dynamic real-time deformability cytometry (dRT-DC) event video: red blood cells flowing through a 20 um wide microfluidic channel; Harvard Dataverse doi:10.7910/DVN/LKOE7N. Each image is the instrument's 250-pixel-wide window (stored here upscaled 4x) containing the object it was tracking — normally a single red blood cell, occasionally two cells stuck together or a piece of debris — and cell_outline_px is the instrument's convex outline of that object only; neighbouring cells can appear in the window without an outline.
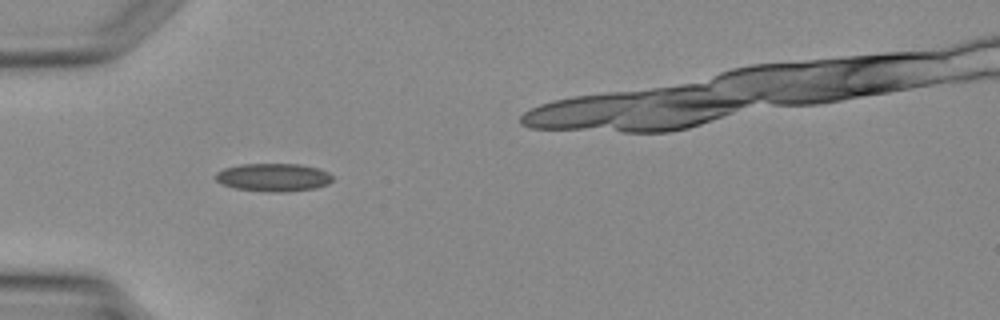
{"species": "Egyptian fruit bat (a non-hibernating species)", "species_latin": "Rousettus aegyptiacus", "temperature_condition": "warm", "stored_images_in_passage": 1, "camera_frame_rate_fps": 3000, "um_per_image_px": 0.085, "animal": {"sex": "female"}, "frame": {"image": 1, "passage_image": 1, "time_ms": 0.0, "image_size_px": [1000, 320], "cell_outline_px": [[332, 180], [328, 184], [316, 188], [280, 192], [236, 188], [220, 184], [216, 180], [216, 172], [224, 168], [240, 164], [300, 164], [320, 168], [328, 172], [332, 176]], "centroid_in_image_um": [23.25, 15.06], "position_along_channel_um": 61.8, "area_um2": 19.02}}